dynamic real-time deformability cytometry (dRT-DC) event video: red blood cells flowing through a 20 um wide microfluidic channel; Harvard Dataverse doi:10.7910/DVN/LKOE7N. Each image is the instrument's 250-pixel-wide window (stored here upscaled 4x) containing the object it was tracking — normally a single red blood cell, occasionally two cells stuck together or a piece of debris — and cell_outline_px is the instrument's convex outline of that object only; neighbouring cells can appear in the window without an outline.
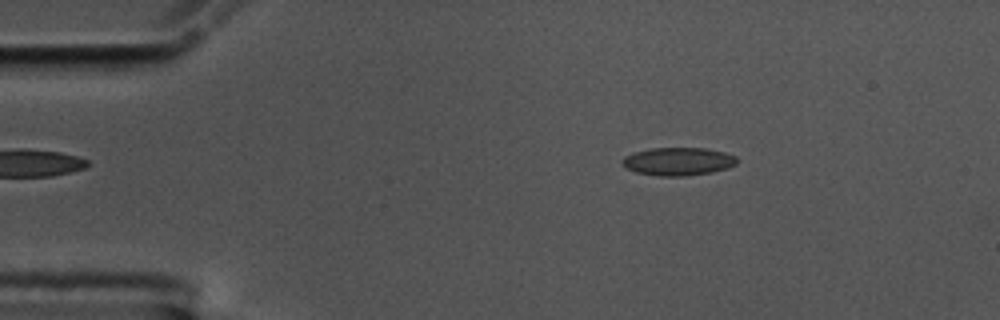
{"species": "common noctule bat (a hibernating species)", "species_latin": "Nyctalus noctula", "temperature_condition": "cold", "stored_images_in_passage": 48, "camera_frame_rate_fps": 3000, "um_per_image_px": 0.085, "animal": {"sex": "male", "body_mass_g": 17.5, "forearm_length_mm": 52.3}, "frame": {"image": 1, "passage_image": 1, "time_ms": 0.0, "image_size_px": [1000, 320], "cell_outline_px": [[740, 160], [736, 164], [728, 168], [712, 172], [684, 176], [660, 176], [636, 172], [624, 168], [620, 160], [624, 156], [632, 152], [652, 148], [704, 148], [724, 152], [736, 156]], "centroid_in_image_um": [57.62, 13.72], "position_along_channel_um": 27.4, "area_um2": 18.96}}
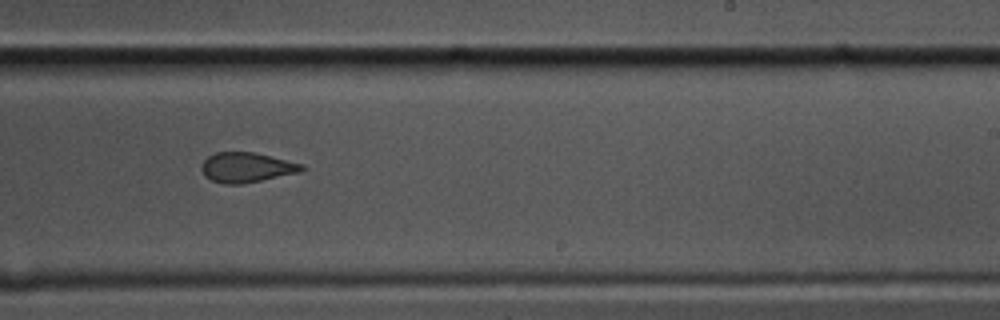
{"frame": {"image": 2, "passage_image": 26, "time_ms": 8.333, "image_size_px": [1000, 320], "cell_outline_px": [[304, 168], [300, 172], [240, 184], [224, 184], [212, 180], [204, 176], [200, 168], [200, 164], [208, 156], [216, 152], [252, 152], [304, 164]], "centroid_in_image_um": [20.91, 14.23], "position_along_channel_um": 268.1, "area_um2": 17.34}}
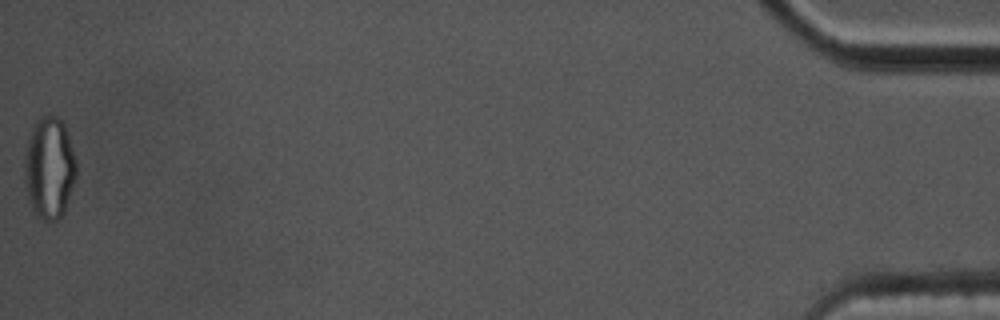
{"frame": {"image": 3, "passage_image": 48, "time_ms": 15.667, "image_size_px": [1000, 320], "cell_outline_px": [[76, 176], [64, 212], [56, 220], [44, 220], [36, 216], [32, 212], [28, 200], [24, 184], [24, 152], [32, 128], [36, 120], [40, 116], [56, 116], [64, 124], [76, 160]], "centroid_in_image_um": [4.16, 14.29], "position_along_channel_um": 431.0, "area_um2": 30.92}, "authors_computed_cell_mechanics": {"area_um2": 18.5538, "velocity_mm_per_s": 3.5704, "shape_relaxation_time_tau1_ms": 7.9276, "shape_relaxation_time_tau2_ms": 1.4029, "deformation_change_tau1": 0.1753, "deformation_change_tau2": 0.0667}}